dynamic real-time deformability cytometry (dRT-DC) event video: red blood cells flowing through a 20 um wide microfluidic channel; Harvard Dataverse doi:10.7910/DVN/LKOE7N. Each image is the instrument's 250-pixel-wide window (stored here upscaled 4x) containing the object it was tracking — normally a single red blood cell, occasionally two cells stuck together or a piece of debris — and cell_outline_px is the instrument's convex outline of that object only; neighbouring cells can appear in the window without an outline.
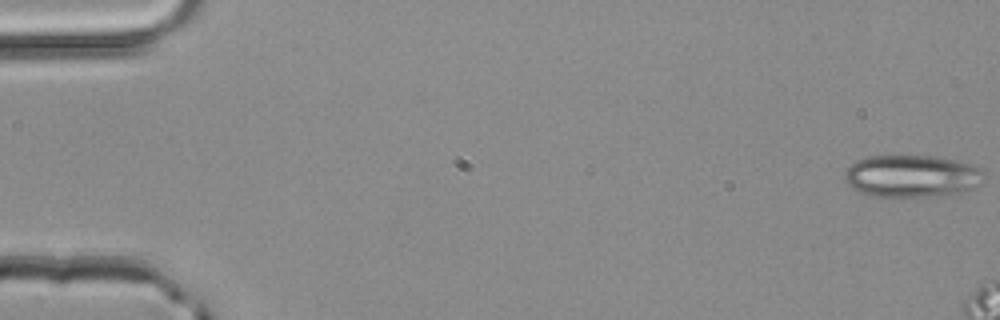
{"species": "common noctule bat (a hibernating species)", "species_latin": "Nyctalus noctula", "temperature_condition": "room temperature", "stored_images_in_passage": 8, "camera_frame_rate_fps": 3000, "um_per_image_px": 0.085, "animal": {"sex": "male", "body_mass_g": 20.4}, "frame": {"image": 1, "passage_image": 1, "time_ms": 0.0, "image_size_px": [1000, 320], "cell_outline_px": [[984, 172], [980, 184], [964, 192], [936, 196], [872, 196], [860, 192], [852, 188], [844, 180], [844, 172], [856, 160], [868, 156], [936, 156], [984, 168]], "centroid_in_image_um": [77.5, 14.97], "position_along_channel_um": 7.5, "area_um2": 34.28}}